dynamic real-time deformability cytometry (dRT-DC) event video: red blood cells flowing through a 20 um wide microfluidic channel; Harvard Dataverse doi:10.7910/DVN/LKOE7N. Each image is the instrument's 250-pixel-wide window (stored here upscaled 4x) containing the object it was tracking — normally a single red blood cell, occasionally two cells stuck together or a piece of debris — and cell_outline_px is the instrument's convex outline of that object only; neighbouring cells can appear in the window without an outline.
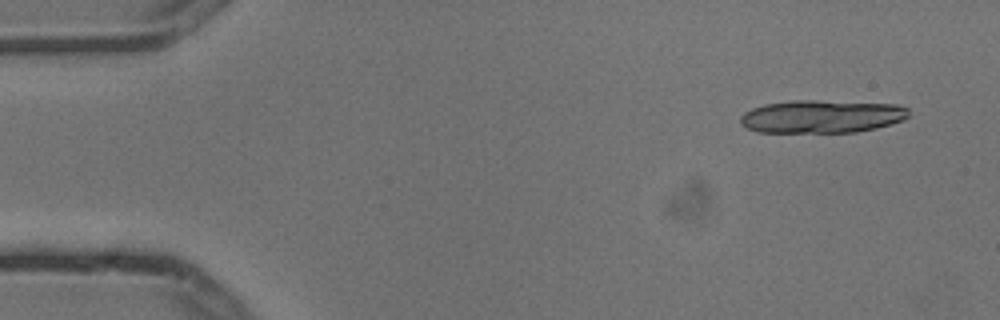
{"species": "common noctule bat (a hibernating species)", "species_latin": "Nyctalus noctula", "temperature_condition": "cold", "stored_images_in_passage": 4, "camera_frame_rate_fps": 3000, "um_per_image_px": 0.085, "animal": {"sex": "male", "body_mass_g": 13.3}, "frame": {"image": 1, "passage_image": 1, "time_ms": 0.0, "image_size_px": [1000, 320], "cell_outline_px": [[908, 116], [904, 120], [876, 128], [856, 132], [760, 132], [748, 128], [740, 124], [740, 116], [744, 112], [752, 108], [764, 104], [792, 100], [816, 100], [896, 104], [908, 108]], "centroid_in_image_um": [69.84, 9.89], "position_along_channel_um": 15.2, "area_um2": 32.43}}